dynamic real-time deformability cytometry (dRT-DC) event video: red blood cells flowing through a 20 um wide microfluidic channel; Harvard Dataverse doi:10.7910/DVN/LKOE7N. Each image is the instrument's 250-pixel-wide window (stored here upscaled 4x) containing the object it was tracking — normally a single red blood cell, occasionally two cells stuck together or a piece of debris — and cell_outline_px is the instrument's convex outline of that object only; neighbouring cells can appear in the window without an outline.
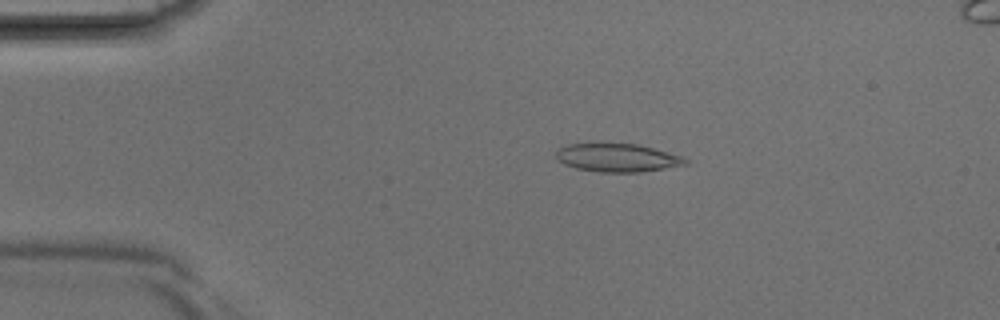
{"species": "Egyptian fruit bat (a non-hibernating species)", "species_latin": "Rousettus aegyptiacus", "temperature_condition": "room temperature", "stored_images_in_passage": 42, "segment_of_instrument_passage": [1, 2], "camera_frame_rate_fps": 3000, "um_per_image_px": 0.085, "animal": {"sex": "male"}, "frame": {"image": 1, "passage_image": 8, "time_ms": 2.333, "image_size_px": [1000, 320], "cell_outline_px": [[688, 164], [640, 172], [600, 172], [576, 168], [564, 164], [556, 160], [556, 148], [568, 144], [636, 144], [652, 148], [680, 156], [688, 160]], "centroid_in_image_um": [52.41, 13.41], "position_along_channel_um": 32.6, "area_um2": 21.04}}
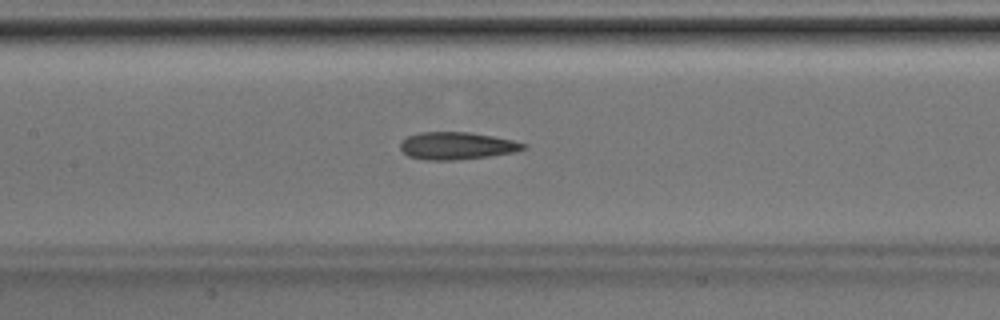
{"frame": {"image": 2, "passage_image": 19, "time_ms": 6.0, "image_size_px": [1000, 320], "cell_outline_px": [[528, 148], [516, 152], [488, 156], [452, 160], [428, 160], [408, 156], [400, 148], [400, 144], [408, 136], [420, 132], [468, 132], [492, 136], [512, 140], [528, 144]], "centroid_in_image_um": [38.87, 12.39], "position_along_channel_um": 168.5, "area_um2": 19.54}}
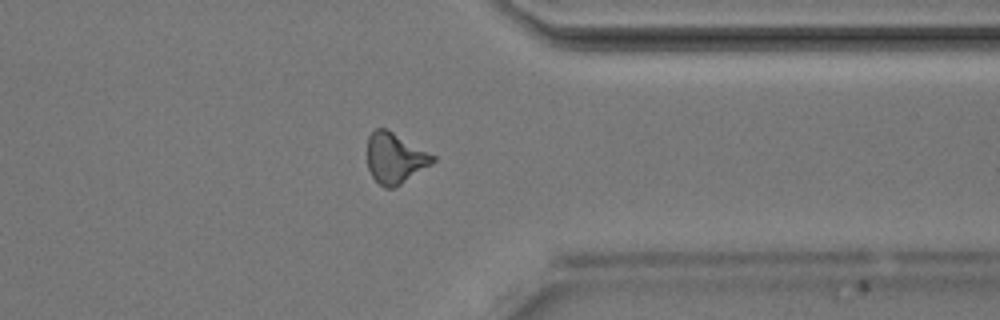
{"frame": {"image": 3, "passage_image": 32, "time_ms": 10.333, "image_size_px": [1000, 320], "cell_outline_px": [[436, 160], [432, 164], [400, 184], [392, 188], [384, 188], [372, 176], [368, 168], [368, 136], [376, 128], [388, 128], [436, 156]], "centroid_in_image_um": [33.58, 13.41], "position_along_channel_um": 377.8, "area_um2": 19.31}}